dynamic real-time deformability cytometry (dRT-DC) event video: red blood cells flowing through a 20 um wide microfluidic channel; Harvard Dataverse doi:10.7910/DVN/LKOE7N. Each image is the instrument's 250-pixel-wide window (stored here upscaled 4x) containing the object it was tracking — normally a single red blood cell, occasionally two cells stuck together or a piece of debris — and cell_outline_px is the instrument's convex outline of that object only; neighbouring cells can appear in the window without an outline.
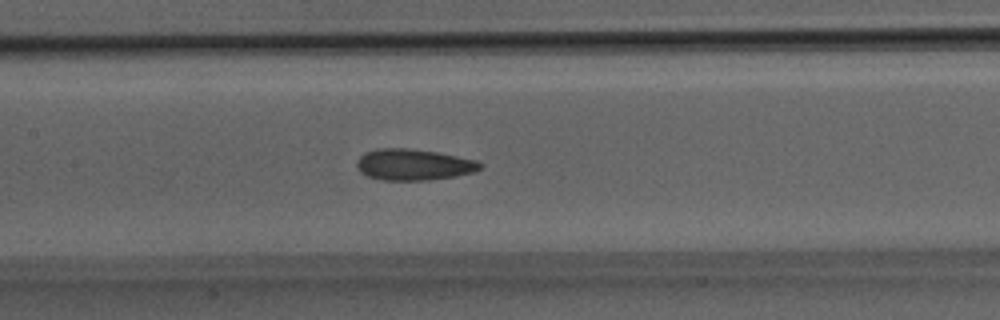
{"species": "Egyptian fruit bat (a non-hibernating species)", "species_latin": "Rousettus aegyptiacus", "temperature_condition": "room temperature", "stored_images_in_passage": 33, "camera_frame_rate_fps": 3000, "um_per_image_px": 0.085, "animal": {"sex": "male"}, "frame": {"image": 1, "passage_image": 15, "time_ms": 4.667, "image_size_px": [1000, 320], "cell_outline_px": [[484, 164], [480, 168], [472, 172], [456, 176], [428, 180], [384, 180], [368, 176], [360, 172], [356, 168], [356, 160], [364, 152], [376, 148], [408, 148], [436, 152], [476, 160]], "centroid_in_image_um": [35.11, 13.99], "position_along_channel_um": 172.3, "area_um2": 22.48}}
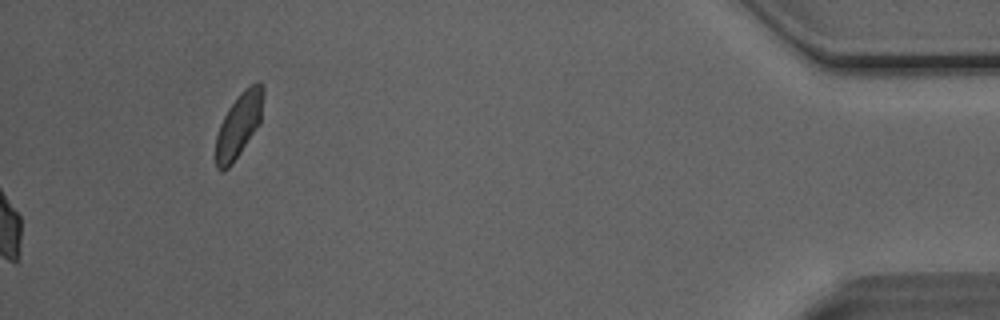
{"frame": {"image": 2, "passage_image": 33, "time_ms": 10.667, "image_size_px": [1000, 320], "cell_outline_px": [[264, 92], [260, 124], [232, 164], [224, 172], [220, 172], [216, 168], [216, 136], [220, 124], [228, 108], [240, 92], [244, 88], [256, 80], [260, 80], [264, 88]], "centroid_in_image_um": [20.31, 10.6], "position_along_channel_um": 414.9, "area_um2": 18.09}}